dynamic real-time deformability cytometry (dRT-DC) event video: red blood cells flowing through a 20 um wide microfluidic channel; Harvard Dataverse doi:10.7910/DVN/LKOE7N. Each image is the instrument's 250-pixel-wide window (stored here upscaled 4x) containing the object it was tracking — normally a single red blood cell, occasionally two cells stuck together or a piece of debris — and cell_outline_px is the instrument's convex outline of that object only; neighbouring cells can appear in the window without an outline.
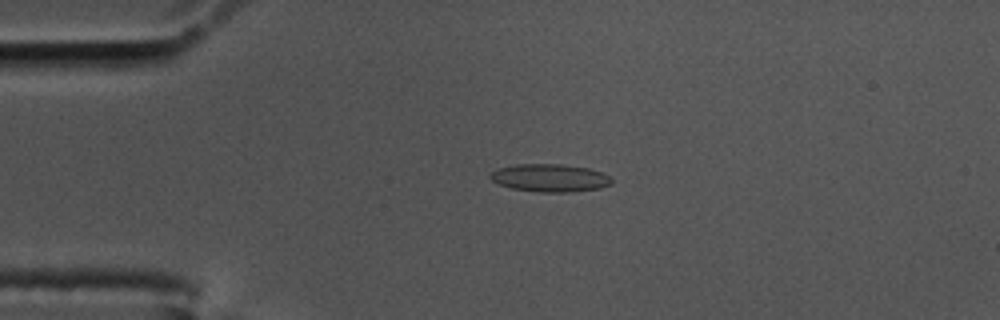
{"species": "common noctule bat (a hibernating species)", "species_latin": "Nyctalus noctula", "temperature_condition": "cold", "stored_images_in_passage": 49, "camera_frame_rate_fps": 3000, "um_per_image_px": 0.085, "animal": {"sex": "male", "body_mass_g": 17.5, "forearm_length_mm": 52.3}, "frame": {"image": 1, "passage_image": 4, "time_ms": 1.0, "image_size_px": [1000, 320], "cell_outline_px": [[612, 184], [600, 188], [568, 192], [540, 192], [512, 188], [500, 184], [492, 180], [488, 176], [492, 172], [500, 168], [516, 164], [560, 164], [588, 168], [600, 172], [608, 176], [612, 180]], "centroid_in_image_um": [46.75, 15.12], "position_along_channel_um": 38.3, "area_um2": 19.42}}
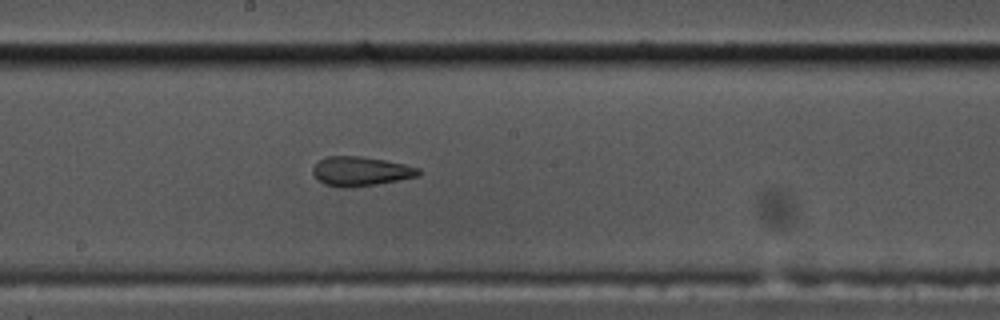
{"frame": {"image": 2, "passage_image": 22, "time_ms": 7.0, "image_size_px": [1000, 320], "cell_outline_px": [[420, 176], [376, 184], [352, 188], [340, 188], [324, 184], [312, 172], [312, 168], [320, 160], [328, 156], [364, 156], [404, 164], [420, 168]], "centroid_in_image_um": [30.67, 14.56], "position_along_channel_um": 217.5, "area_um2": 18.09}}
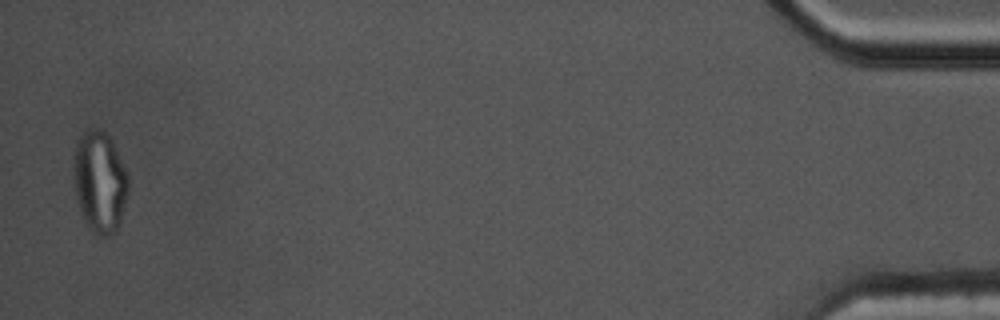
{"frame": {"image": 3, "passage_image": 48, "time_ms": 15.667, "image_size_px": [1000, 320], "cell_outline_px": [[128, 192], [120, 224], [116, 232], [104, 236], [100, 236], [92, 232], [84, 220], [76, 196], [72, 176], [72, 164], [76, 144], [84, 128], [96, 128], [104, 132], [112, 140], [128, 176]], "centroid_in_image_um": [8.46, 15.44], "position_along_channel_um": 426.7, "area_um2": 32.66}, "authors_computed_cell_mechanics": {"area_um2": 18.3226, "velocity_mm_per_s": 3.464, "shape_relaxation_time_tau1_ms": null, "shape_relaxation_time_tau2_ms": 1.8791, "deformation_change_tau1": null, "deformation_change_tau2": 0.0796}}